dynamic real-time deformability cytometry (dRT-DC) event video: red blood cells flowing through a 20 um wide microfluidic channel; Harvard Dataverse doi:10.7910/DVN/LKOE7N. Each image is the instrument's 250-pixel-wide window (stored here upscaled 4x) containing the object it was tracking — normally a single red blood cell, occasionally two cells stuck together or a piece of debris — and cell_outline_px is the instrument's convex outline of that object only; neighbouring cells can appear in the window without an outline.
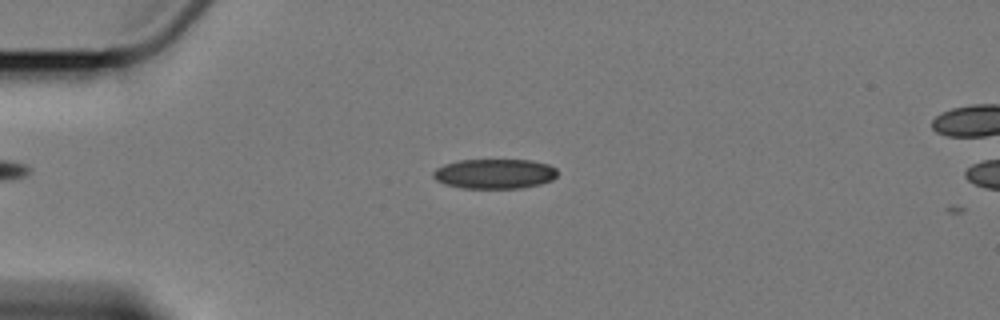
{"species": "Egyptian fruit bat (a non-hibernating species)", "species_latin": "Rousettus aegyptiacus", "temperature_condition": "cold", "stored_images_in_passage": 3, "camera_frame_rate_fps": 3000, "um_per_image_px": 0.085, "animal": {"sex": "female"}, "frame": {"image": 1, "passage_image": 2, "time_ms": 1.333, "image_size_px": [1000, 320], "cell_outline_px": [[556, 176], [552, 180], [540, 184], [520, 188], [460, 188], [444, 184], [436, 180], [432, 176], [432, 172], [436, 168], [444, 164], [460, 160], [532, 160], [548, 164], [556, 168]], "centroid_in_image_um": [42.01, 14.77], "position_along_channel_um": 43.0, "area_um2": 21.68}}